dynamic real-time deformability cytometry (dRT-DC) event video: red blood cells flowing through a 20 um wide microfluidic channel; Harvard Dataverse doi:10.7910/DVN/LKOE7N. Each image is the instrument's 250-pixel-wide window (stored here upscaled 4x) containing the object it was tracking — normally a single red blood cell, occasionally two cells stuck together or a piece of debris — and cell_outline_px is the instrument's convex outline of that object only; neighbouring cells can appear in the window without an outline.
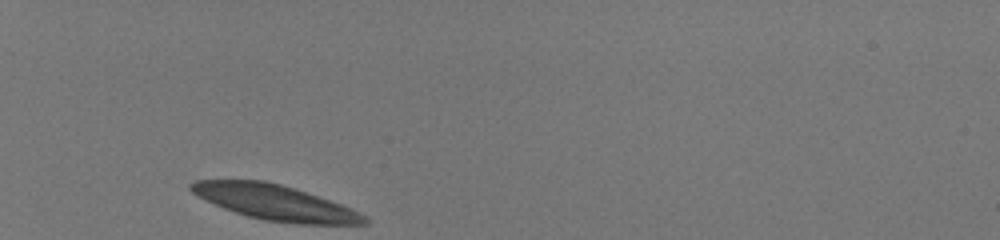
{"species": "human", "species_latin": "Homo sapiens", "temperature_condition": "room temperature", "stored_images_in_passage": 31, "camera_frame_rate_fps": 3000, "um_per_image_px": 0.085, "donor": {"sex": "male"}, "frame": {"image": 1, "passage_image": 1, "time_ms": 0.0, "image_size_px": [1000, 240], "cell_outline_px": [[368, 224], [300, 224], [264, 220], [248, 216], [224, 208], [192, 192], [188, 188], [188, 184], [196, 180], [264, 180], [280, 184], [340, 204], [364, 216], [368, 220]], "centroid_in_image_um": [23.33, 17.21], "position_along_channel_um": 61.7, "area_um2": 34.68}}
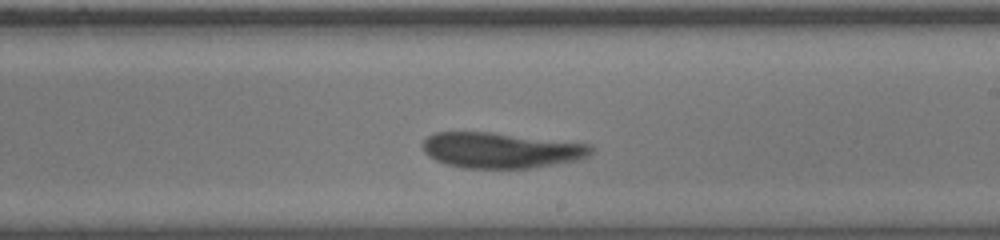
{"frame": {"image": 2, "passage_image": 18, "time_ms": 5.667, "image_size_px": [1000, 240], "cell_outline_px": [[592, 152], [588, 156], [576, 160], [528, 168], [464, 168], [448, 164], [436, 160], [428, 156], [424, 152], [420, 144], [428, 136], [436, 132], [492, 132], [592, 144]], "centroid_in_image_um": [42.55, 12.76], "position_along_channel_um": 246.4, "area_um2": 34.85}}
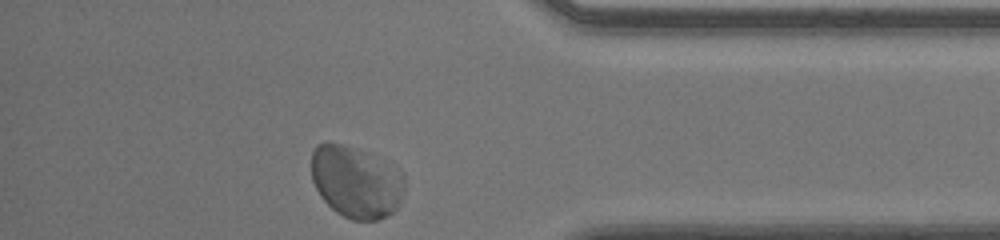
{"frame": {"image": 3, "passage_image": 31, "time_ms": 10.0, "image_size_px": [1000, 240], "cell_outline_px": [[404, 188], [400, 204], [388, 216], [376, 220], [352, 220], [336, 212], [320, 196], [312, 180], [312, 152], [316, 144], [324, 140], [328, 140], [344, 144], [364, 152], [404, 176]], "centroid_in_image_um": [30.2, 15.47], "position_along_channel_um": 405.0, "area_um2": 38.61}, "authors_computed_cell_mechanics": {"area_um2": 35.3158, "velocity_mm_per_s": 3.8791, "shape_relaxation_time_tau1_ms": 5.9336, "shape_relaxation_time_tau2_ms": 1.0601, "deformation_change_tau1": 0.1467, "deformation_change_tau2": 0.053}}